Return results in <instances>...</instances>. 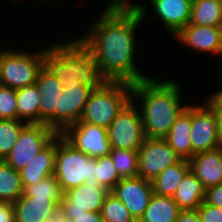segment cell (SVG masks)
Segmentation results:
<instances>
[{
  "label": "cell",
  "mask_w": 222,
  "mask_h": 222,
  "mask_svg": "<svg viewBox=\"0 0 222 222\" xmlns=\"http://www.w3.org/2000/svg\"><path fill=\"white\" fill-rule=\"evenodd\" d=\"M197 211L202 222H222V207H216L203 202Z\"/></svg>",
  "instance_id": "obj_34"
},
{
  "label": "cell",
  "mask_w": 222,
  "mask_h": 222,
  "mask_svg": "<svg viewBox=\"0 0 222 222\" xmlns=\"http://www.w3.org/2000/svg\"><path fill=\"white\" fill-rule=\"evenodd\" d=\"M0 119L17 120L16 89L0 85Z\"/></svg>",
  "instance_id": "obj_33"
},
{
  "label": "cell",
  "mask_w": 222,
  "mask_h": 222,
  "mask_svg": "<svg viewBox=\"0 0 222 222\" xmlns=\"http://www.w3.org/2000/svg\"><path fill=\"white\" fill-rule=\"evenodd\" d=\"M131 100L132 84L105 81L90 94L79 122L108 128Z\"/></svg>",
  "instance_id": "obj_4"
},
{
  "label": "cell",
  "mask_w": 222,
  "mask_h": 222,
  "mask_svg": "<svg viewBox=\"0 0 222 222\" xmlns=\"http://www.w3.org/2000/svg\"><path fill=\"white\" fill-rule=\"evenodd\" d=\"M165 30L175 36L191 18L192 0H148Z\"/></svg>",
  "instance_id": "obj_17"
},
{
  "label": "cell",
  "mask_w": 222,
  "mask_h": 222,
  "mask_svg": "<svg viewBox=\"0 0 222 222\" xmlns=\"http://www.w3.org/2000/svg\"><path fill=\"white\" fill-rule=\"evenodd\" d=\"M109 191L100 182L82 184L63 193L60 206L65 214L100 212Z\"/></svg>",
  "instance_id": "obj_13"
},
{
  "label": "cell",
  "mask_w": 222,
  "mask_h": 222,
  "mask_svg": "<svg viewBox=\"0 0 222 222\" xmlns=\"http://www.w3.org/2000/svg\"><path fill=\"white\" fill-rule=\"evenodd\" d=\"M61 200L22 194L13 203L15 222H45V219L60 205Z\"/></svg>",
  "instance_id": "obj_20"
},
{
  "label": "cell",
  "mask_w": 222,
  "mask_h": 222,
  "mask_svg": "<svg viewBox=\"0 0 222 222\" xmlns=\"http://www.w3.org/2000/svg\"><path fill=\"white\" fill-rule=\"evenodd\" d=\"M45 222H71L62 207L59 205L52 214H50Z\"/></svg>",
  "instance_id": "obj_41"
},
{
  "label": "cell",
  "mask_w": 222,
  "mask_h": 222,
  "mask_svg": "<svg viewBox=\"0 0 222 222\" xmlns=\"http://www.w3.org/2000/svg\"><path fill=\"white\" fill-rule=\"evenodd\" d=\"M40 97L39 124H46L58 133V95L64 85L44 66L35 82Z\"/></svg>",
  "instance_id": "obj_14"
},
{
  "label": "cell",
  "mask_w": 222,
  "mask_h": 222,
  "mask_svg": "<svg viewBox=\"0 0 222 222\" xmlns=\"http://www.w3.org/2000/svg\"><path fill=\"white\" fill-rule=\"evenodd\" d=\"M56 149L57 135L22 170L18 171L23 189L54 175Z\"/></svg>",
  "instance_id": "obj_18"
},
{
  "label": "cell",
  "mask_w": 222,
  "mask_h": 222,
  "mask_svg": "<svg viewBox=\"0 0 222 222\" xmlns=\"http://www.w3.org/2000/svg\"><path fill=\"white\" fill-rule=\"evenodd\" d=\"M58 133L46 124H26L16 144L3 160L16 171L22 170Z\"/></svg>",
  "instance_id": "obj_8"
},
{
  "label": "cell",
  "mask_w": 222,
  "mask_h": 222,
  "mask_svg": "<svg viewBox=\"0 0 222 222\" xmlns=\"http://www.w3.org/2000/svg\"><path fill=\"white\" fill-rule=\"evenodd\" d=\"M147 9L143 4L138 9H105L88 32L79 37L90 49L106 81L133 84L148 78L135 62V33L147 16Z\"/></svg>",
  "instance_id": "obj_1"
},
{
  "label": "cell",
  "mask_w": 222,
  "mask_h": 222,
  "mask_svg": "<svg viewBox=\"0 0 222 222\" xmlns=\"http://www.w3.org/2000/svg\"><path fill=\"white\" fill-rule=\"evenodd\" d=\"M180 209L172 197L153 193L144 215L138 222H175Z\"/></svg>",
  "instance_id": "obj_25"
},
{
  "label": "cell",
  "mask_w": 222,
  "mask_h": 222,
  "mask_svg": "<svg viewBox=\"0 0 222 222\" xmlns=\"http://www.w3.org/2000/svg\"><path fill=\"white\" fill-rule=\"evenodd\" d=\"M130 0H109L106 9H138L139 4L129 2Z\"/></svg>",
  "instance_id": "obj_40"
},
{
  "label": "cell",
  "mask_w": 222,
  "mask_h": 222,
  "mask_svg": "<svg viewBox=\"0 0 222 222\" xmlns=\"http://www.w3.org/2000/svg\"><path fill=\"white\" fill-rule=\"evenodd\" d=\"M205 192L203 184L189 170L172 198L180 210H195L204 202Z\"/></svg>",
  "instance_id": "obj_22"
},
{
  "label": "cell",
  "mask_w": 222,
  "mask_h": 222,
  "mask_svg": "<svg viewBox=\"0 0 222 222\" xmlns=\"http://www.w3.org/2000/svg\"><path fill=\"white\" fill-rule=\"evenodd\" d=\"M138 222L145 213L153 195L152 182L142 177L122 178L111 191Z\"/></svg>",
  "instance_id": "obj_12"
},
{
  "label": "cell",
  "mask_w": 222,
  "mask_h": 222,
  "mask_svg": "<svg viewBox=\"0 0 222 222\" xmlns=\"http://www.w3.org/2000/svg\"><path fill=\"white\" fill-rule=\"evenodd\" d=\"M71 222H104L100 212H86L79 214H66Z\"/></svg>",
  "instance_id": "obj_37"
},
{
  "label": "cell",
  "mask_w": 222,
  "mask_h": 222,
  "mask_svg": "<svg viewBox=\"0 0 222 222\" xmlns=\"http://www.w3.org/2000/svg\"><path fill=\"white\" fill-rule=\"evenodd\" d=\"M189 24L222 26V0H192Z\"/></svg>",
  "instance_id": "obj_26"
},
{
  "label": "cell",
  "mask_w": 222,
  "mask_h": 222,
  "mask_svg": "<svg viewBox=\"0 0 222 222\" xmlns=\"http://www.w3.org/2000/svg\"><path fill=\"white\" fill-rule=\"evenodd\" d=\"M22 194L19 172L0 160V201L14 203Z\"/></svg>",
  "instance_id": "obj_27"
},
{
  "label": "cell",
  "mask_w": 222,
  "mask_h": 222,
  "mask_svg": "<svg viewBox=\"0 0 222 222\" xmlns=\"http://www.w3.org/2000/svg\"><path fill=\"white\" fill-rule=\"evenodd\" d=\"M95 175L96 158L81 152L58 133L54 176L62 192L84 183L99 182Z\"/></svg>",
  "instance_id": "obj_5"
},
{
  "label": "cell",
  "mask_w": 222,
  "mask_h": 222,
  "mask_svg": "<svg viewBox=\"0 0 222 222\" xmlns=\"http://www.w3.org/2000/svg\"><path fill=\"white\" fill-rule=\"evenodd\" d=\"M0 222H15L13 203L0 201Z\"/></svg>",
  "instance_id": "obj_38"
},
{
  "label": "cell",
  "mask_w": 222,
  "mask_h": 222,
  "mask_svg": "<svg viewBox=\"0 0 222 222\" xmlns=\"http://www.w3.org/2000/svg\"><path fill=\"white\" fill-rule=\"evenodd\" d=\"M25 196L48 197L49 199H62L63 192L54 175L39 181L36 184L26 186L23 189Z\"/></svg>",
  "instance_id": "obj_32"
},
{
  "label": "cell",
  "mask_w": 222,
  "mask_h": 222,
  "mask_svg": "<svg viewBox=\"0 0 222 222\" xmlns=\"http://www.w3.org/2000/svg\"><path fill=\"white\" fill-rule=\"evenodd\" d=\"M52 45L45 48L44 66L64 86L82 84L97 89L106 81L93 61L90 49L79 37Z\"/></svg>",
  "instance_id": "obj_3"
},
{
  "label": "cell",
  "mask_w": 222,
  "mask_h": 222,
  "mask_svg": "<svg viewBox=\"0 0 222 222\" xmlns=\"http://www.w3.org/2000/svg\"><path fill=\"white\" fill-rule=\"evenodd\" d=\"M189 164L205 189L222 183V147L194 154Z\"/></svg>",
  "instance_id": "obj_19"
},
{
  "label": "cell",
  "mask_w": 222,
  "mask_h": 222,
  "mask_svg": "<svg viewBox=\"0 0 222 222\" xmlns=\"http://www.w3.org/2000/svg\"><path fill=\"white\" fill-rule=\"evenodd\" d=\"M204 202L216 207H222V183L206 189Z\"/></svg>",
  "instance_id": "obj_36"
},
{
  "label": "cell",
  "mask_w": 222,
  "mask_h": 222,
  "mask_svg": "<svg viewBox=\"0 0 222 222\" xmlns=\"http://www.w3.org/2000/svg\"><path fill=\"white\" fill-rule=\"evenodd\" d=\"M10 49L0 46V85L18 89L35 84L44 67L45 49L35 53Z\"/></svg>",
  "instance_id": "obj_6"
},
{
  "label": "cell",
  "mask_w": 222,
  "mask_h": 222,
  "mask_svg": "<svg viewBox=\"0 0 222 222\" xmlns=\"http://www.w3.org/2000/svg\"><path fill=\"white\" fill-rule=\"evenodd\" d=\"M189 170V161L185 159L167 167L151 181L153 193L172 197Z\"/></svg>",
  "instance_id": "obj_23"
},
{
  "label": "cell",
  "mask_w": 222,
  "mask_h": 222,
  "mask_svg": "<svg viewBox=\"0 0 222 222\" xmlns=\"http://www.w3.org/2000/svg\"><path fill=\"white\" fill-rule=\"evenodd\" d=\"M175 222H202L200 215L195 210H180Z\"/></svg>",
  "instance_id": "obj_39"
},
{
  "label": "cell",
  "mask_w": 222,
  "mask_h": 222,
  "mask_svg": "<svg viewBox=\"0 0 222 222\" xmlns=\"http://www.w3.org/2000/svg\"><path fill=\"white\" fill-rule=\"evenodd\" d=\"M111 149L138 150L146 138L137 103L131 100L107 128Z\"/></svg>",
  "instance_id": "obj_7"
},
{
  "label": "cell",
  "mask_w": 222,
  "mask_h": 222,
  "mask_svg": "<svg viewBox=\"0 0 222 222\" xmlns=\"http://www.w3.org/2000/svg\"><path fill=\"white\" fill-rule=\"evenodd\" d=\"M61 134L71 145L91 158L108 156L111 152L107 128L102 126L77 122L69 125Z\"/></svg>",
  "instance_id": "obj_11"
},
{
  "label": "cell",
  "mask_w": 222,
  "mask_h": 222,
  "mask_svg": "<svg viewBox=\"0 0 222 222\" xmlns=\"http://www.w3.org/2000/svg\"><path fill=\"white\" fill-rule=\"evenodd\" d=\"M204 102L201 105L192 104V157L194 154L221 147L216 111L206 100Z\"/></svg>",
  "instance_id": "obj_10"
},
{
  "label": "cell",
  "mask_w": 222,
  "mask_h": 222,
  "mask_svg": "<svg viewBox=\"0 0 222 222\" xmlns=\"http://www.w3.org/2000/svg\"><path fill=\"white\" fill-rule=\"evenodd\" d=\"M26 123L20 120L0 119V160L3 161L19 138Z\"/></svg>",
  "instance_id": "obj_29"
},
{
  "label": "cell",
  "mask_w": 222,
  "mask_h": 222,
  "mask_svg": "<svg viewBox=\"0 0 222 222\" xmlns=\"http://www.w3.org/2000/svg\"><path fill=\"white\" fill-rule=\"evenodd\" d=\"M191 122L192 104H187L164 137L179 158L188 161L192 158Z\"/></svg>",
  "instance_id": "obj_21"
},
{
  "label": "cell",
  "mask_w": 222,
  "mask_h": 222,
  "mask_svg": "<svg viewBox=\"0 0 222 222\" xmlns=\"http://www.w3.org/2000/svg\"><path fill=\"white\" fill-rule=\"evenodd\" d=\"M178 82L148 77L132 84V100L139 99L141 103V107H137L147 138H164L176 118L187 107L182 101L181 85Z\"/></svg>",
  "instance_id": "obj_2"
},
{
  "label": "cell",
  "mask_w": 222,
  "mask_h": 222,
  "mask_svg": "<svg viewBox=\"0 0 222 222\" xmlns=\"http://www.w3.org/2000/svg\"><path fill=\"white\" fill-rule=\"evenodd\" d=\"M179 160V156L164 138L146 137L138 149V176L152 181Z\"/></svg>",
  "instance_id": "obj_9"
},
{
  "label": "cell",
  "mask_w": 222,
  "mask_h": 222,
  "mask_svg": "<svg viewBox=\"0 0 222 222\" xmlns=\"http://www.w3.org/2000/svg\"><path fill=\"white\" fill-rule=\"evenodd\" d=\"M94 89L82 84L66 85L58 95V133L79 122L84 107Z\"/></svg>",
  "instance_id": "obj_15"
},
{
  "label": "cell",
  "mask_w": 222,
  "mask_h": 222,
  "mask_svg": "<svg viewBox=\"0 0 222 222\" xmlns=\"http://www.w3.org/2000/svg\"><path fill=\"white\" fill-rule=\"evenodd\" d=\"M40 97L35 84L16 89L17 120L39 124Z\"/></svg>",
  "instance_id": "obj_24"
},
{
  "label": "cell",
  "mask_w": 222,
  "mask_h": 222,
  "mask_svg": "<svg viewBox=\"0 0 222 222\" xmlns=\"http://www.w3.org/2000/svg\"><path fill=\"white\" fill-rule=\"evenodd\" d=\"M95 178L100 182L102 187L109 192H111L115 185L122 179L109 155L96 158Z\"/></svg>",
  "instance_id": "obj_31"
},
{
  "label": "cell",
  "mask_w": 222,
  "mask_h": 222,
  "mask_svg": "<svg viewBox=\"0 0 222 222\" xmlns=\"http://www.w3.org/2000/svg\"><path fill=\"white\" fill-rule=\"evenodd\" d=\"M109 156L121 178L138 177V150L111 149Z\"/></svg>",
  "instance_id": "obj_28"
},
{
  "label": "cell",
  "mask_w": 222,
  "mask_h": 222,
  "mask_svg": "<svg viewBox=\"0 0 222 222\" xmlns=\"http://www.w3.org/2000/svg\"><path fill=\"white\" fill-rule=\"evenodd\" d=\"M206 101L214 108L216 111L217 119H218V136H219V144L222 147V92L216 91L207 96Z\"/></svg>",
  "instance_id": "obj_35"
},
{
  "label": "cell",
  "mask_w": 222,
  "mask_h": 222,
  "mask_svg": "<svg viewBox=\"0 0 222 222\" xmlns=\"http://www.w3.org/2000/svg\"><path fill=\"white\" fill-rule=\"evenodd\" d=\"M173 38L191 50L222 55V26L188 24Z\"/></svg>",
  "instance_id": "obj_16"
},
{
  "label": "cell",
  "mask_w": 222,
  "mask_h": 222,
  "mask_svg": "<svg viewBox=\"0 0 222 222\" xmlns=\"http://www.w3.org/2000/svg\"><path fill=\"white\" fill-rule=\"evenodd\" d=\"M100 213L104 222H136L128 208L112 192L105 197Z\"/></svg>",
  "instance_id": "obj_30"
}]
</instances>
